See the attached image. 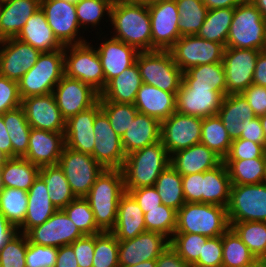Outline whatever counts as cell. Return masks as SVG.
<instances>
[{
  "label": "cell",
  "instance_id": "obj_1",
  "mask_svg": "<svg viewBox=\"0 0 266 267\" xmlns=\"http://www.w3.org/2000/svg\"><path fill=\"white\" fill-rule=\"evenodd\" d=\"M109 20L114 30L111 37L133 46L139 52L152 51L147 2L114 0Z\"/></svg>",
  "mask_w": 266,
  "mask_h": 267
},
{
  "label": "cell",
  "instance_id": "obj_2",
  "mask_svg": "<svg viewBox=\"0 0 266 267\" xmlns=\"http://www.w3.org/2000/svg\"><path fill=\"white\" fill-rule=\"evenodd\" d=\"M125 192L121 169H104L84 197L102 231H111L115 227L119 200Z\"/></svg>",
  "mask_w": 266,
  "mask_h": 267
},
{
  "label": "cell",
  "instance_id": "obj_3",
  "mask_svg": "<svg viewBox=\"0 0 266 267\" xmlns=\"http://www.w3.org/2000/svg\"><path fill=\"white\" fill-rule=\"evenodd\" d=\"M170 165V155L161 140L126 155L121 168L125 189L154 186Z\"/></svg>",
  "mask_w": 266,
  "mask_h": 267
},
{
  "label": "cell",
  "instance_id": "obj_4",
  "mask_svg": "<svg viewBox=\"0 0 266 267\" xmlns=\"http://www.w3.org/2000/svg\"><path fill=\"white\" fill-rule=\"evenodd\" d=\"M230 228L227 207L186 202L178 211L175 233H193L209 237L223 235Z\"/></svg>",
  "mask_w": 266,
  "mask_h": 267
},
{
  "label": "cell",
  "instance_id": "obj_5",
  "mask_svg": "<svg viewBox=\"0 0 266 267\" xmlns=\"http://www.w3.org/2000/svg\"><path fill=\"white\" fill-rule=\"evenodd\" d=\"M265 46L266 20L251 0H244L234 8L226 47L264 51Z\"/></svg>",
  "mask_w": 266,
  "mask_h": 267
},
{
  "label": "cell",
  "instance_id": "obj_6",
  "mask_svg": "<svg viewBox=\"0 0 266 267\" xmlns=\"http://www.w3.org/2000/svg\"><path fill=\"white\" fill-rule=\"evenodd\" d=\"M64 75V48L42 52L34 66L18 81L21 99L52 93Z\"/></svg>",
  "mask_w": 266,
  "mask_h": 267
},
{
  "label": "cell",
  "instance_id": "obj_7",
  "mask_svg": "<svg viewBox=\"0 0 266 267\" xmlns=\"http://www.w3.org/2000/svg\"><path fill=\"white\" fill-rule=\"evenodd\" d=\"M142 81L162 91L177 93L183 71L176 65L169 50L139 52L136 58Z\"/></svg>",
  "mask_w": 266,
  "mask_h": 267
},
{
  "label": "cell",
  "instance_id": "obj_8",
  "mask_svg": "<svg viewBox=\"0 0 266 267\" xmlns=\"http://www.w3.org/2000/svg\"><path fill=\"white\" fill-rule=\"evenodd\" d=\"M64 69L67 77L80 80L99 94L105 88L100 57L89 42L64 46Z\"/></svg>",
  "mask_w": 266,
  "mask_h": 267
},
{
  "label": "cell",
  "instance_id": "obj_9",
  "mask_svg": "<svg viewBox=\"0 0 266 267\" xmlns=\"http://www.w3.org/2000/svg\"><path fill=\"white\" fill-rule=\"evenodd\" d=\"M227 216L228 222H266V182L231 184Z\"/></svg>",
  "mask_w": 266,
  "mask_h": 267
},
{
  "label": "cell",
  "instance_id": "obj_10",
  "mask_svg": "<svg viewBox=\"0 0 266 267\" xmlns=\"http://www.w3.org/2000/svg\"><path fill=\"white\" fill-rule=\"evenodd\" d=\"M58 165L75 197H85L104 168L92 157L64 146Z\"/></svg>",
  "mask_w": 266,
  "mask_h": 267
},
{
  "label": "cell",
  "instance_id": "obj_11",
  "mask_svg": "<svg viewBox=\"0 0 266 267\" xmlns=\"http://www.w3.org/2000/svg\"><path fill=\"white\" fill-rule=\"evenodd\" d=\"M225 46L197 35L181 36L169 49L174 62L183 71L211 63L223 62Z\"/></svg>",
  "mask_w": 266,
  "mask_h": 267
},
{
  "label": "cell",
  "instance_id": "obj_12",
  "mask_svg": "<svg viewBox=\"0 0 266 267\" xmlns=\"http://www.w3.org/2000/svg\"><path fill=\"white\" fill-rule=\"evenodd\" d=\"M223 95L203 83H181L176 93V111L180 114L207 118L218 114Z\"/></svg>",
  "mask_w": 266,
  "mask_h": 267
},
{
  "label": "cell",
  "instance_id": "obj_13",
  "mask_svg": "<svg viewBox=\"0 0 266 267\" xmlns=\"http://www.w3.org/2000/svg\"><path fill=\"white\" fill-rule=\"evenodd\" d=\"M147 5L151 21L152 51L169 50L181 37L177 3L175 0H150Z\"/></svg>",
  "mask_w": 266,
  "mask_h": 267
},
{
  "label": "cell",
  "instance_id": "obj_14",
  "mask_svg": "<svg viewBox=\"0 0 266 267\" xmlns=\"http://www.w3.org/2000/svg\"><path fill=\"white\" fill-rule=\"evenodd\" d=\"M202 120L203 118L175 111L161 121L160 140L169 155L200 143Z\"/></svg>",
  "mask_w": 266,
  "mask_h": 267
},
{
  "label": "cell",
  "instance_id": "obj_15",
  "mask_svg": "<svg viewBox=\"0 0 266 267\" xmlns=\"http://www.w3.org/2000/svg\"><path fill=\"white\" fill-rule=\"evenodd\" d=\"M255 49L225 47L223 66L226 77V95L241 94L253 84L258 54Z\"/></svg>",
  "mask_w": 266,
  "mask_h": 267
},
{
  "label": "cell",
  "instance_id": "obj_16",
  "mask_svg": "<svg viewBox=\"0 0 266 267\" xmlns=\"http://www.w3.org/2000/svg\"><path fill=\"white\" fill-rule=\"evenodd\" d=\"M40 7L54 35L63 46L87 41L83 38V34L79 36L81 27L77 19L75 4L63 0H40Z\"/></svg>",
  "mask_w": 266,
  "mask_h": 267
},
{
  "label": "cell",
  "instance_id": "obj_17",
  "mask_svg": "<svg viewBox=\"0 0 266 267\" xmlns=\"http://www.w3.org/2000/svg\"><path fill=\"white\" fill-rule=\"evenodd\" d=\"M94 135L96 139L92 157L104 169H121L126 158L121 137L112 129L102 110L95 116Z\"/></svg>",
  "mask_w": 266,
  "mask_h": 267
},
{
  "label": "cell",
  "instance_id": "obj_18",
  "mask_svg": "<svg viewBox=\"0 0 266 267\" xmlns=\"http://www.w3.org/2000/svg\"><path fill=\"white\" fill-rule=\"evenodd\" d=\"M26 236L30 243L62 247L84 236L63 209L57 210L42 225L31 228Z\"/></svg>",
  "mask_w": 266,
  "mask_h": 267
},
{
  "label": "cell",
  "instance_id": "obj_19",
  "mask_svg": "<svg viewBox=\"0 0 266 267\" xmlns=\"http://www.w3.org/2000/svg\"><path fill=\"white\" fill-rule=\"evenodd\" d=\"M52 93L61 115L66 121L95 105L100 97V94L89 85L66 75L62 77Z\"/></svg>",
  "mask_w": 266,
  "mask_h": 267
},
{
  "label": "cell",
  "instance_id": "obj_20",
  "mask_svg": "<svg viewBox=\"0 0 266 267\" xmlns=\"http://www.w3.org/2000/svg\"><path fill=\"white\" fill-rule=\"evenodd\" d=\"M170 246V239L158 232L146 231L133 239L118 240L119 267L157 259Z\"/></svg>",
  "mask_w": 266,
  "mask_h": 267
},
{
  "label": "cell",
  "instance_id": "obj_21",
  "mask_svg": "<svg viewBox=\"0 0 266 267\" xmlns=\"http://www.w3.org/2000/svg\"><path fill=\"white\" fill-rule=\"evenodd\" d=\"M41 52L17 38L0 42V75L19 81L37 62Z\"/></svg>",
  "mask_w": 266,
  "mask_h": 267
},
{
  "label": "cell",
  "instance_id": "obj_22",
  "mask_svg": "<svg viewBox=\"0 0 266 267\" xmlns=\"http://www.w3.org/2000/svg\"><path fill=\"white\" fill-rule=\"evenodd\" d=\"M21 107L31 128L65 133L66 120L61 115L53 93L23 98Z\"/></svg>",
  "mask_w": 266,
  "mask_h": 267
},
{
  "label": "cell",
  "instance_id": "obj_23",
  "mask_svg": "<svg viewBox=\"0 0 266 267\" xmlns=\"http://www.w3.org/2000/svg\"><path fill=\"white\" fill-rule=\"evenodd\" d=\"M101 110L100 102L79 112L66 121L65 146L84 154H93L95 135L94 120Z\"/></svg>",
  "mask_w": 266,
  "mask_h": 267
},
{
  "label": "cell",
  "instance_id": "obj_24",
  "mask_svg": "<svg viewBox=\"0 0 266 267\" xmlns=\"http://www.w3.org/2000/svg\"><path fill=\"white\" fill-rule=\"evenodd\" d=\"M64 146V133L31 128L28 151L23 158L39 168L56 165Z\"/></svg>",
  "mask_w": 266,
  "mask_h": 267
},
{
  "label": "cell",
  "instance_id": "obj_25",
  "mask_svg": "<svg viewBox=\"0 0 266 267\" xmlns=\"http://www.w3.org/2000/svg\"><path fill=\"white\" fill-rule=\"evenodd\" d=\"M96 49L101 60L105 85L109 80L134 65L139 53L133 46L113 37L102 42Z\"/></svg>",
  "mask_w": 266,
  "mask_h": 267
},
{
  "label": "cell",
  "instance_id": "obj_26",
  "mask_svg": "<svg viewBox=\"0 0 266 267\" xmlns=\"http://www.w3.org/2000/svg\"><path fill=\"white\" fill-rule=\"evenodd\" d=\"M222 162L218 155L202 143L170 155V165L182 176L212 170Z\"/></svg>",
  "mask_w": 266,
  "mask_h": 267
},
{
  "label": "cell",
  "instance_id": "obj_27",
  "mask_svg": "<svg viewBox=\"0 0 266 267\" xmlns=\"http://www.w3.org/2000/svg\"><path fill=\"white\" fill-rule=\"evenodd\" d=\"M134 106L139 113L154 117L160 122L176 111V93L143 83L136 95Z\"/></svg>",
  "mask_w": 266,
  "mask_h": 267
},
{
  "label": "cell",
  "instance_id": "obj_28",
  "mask_svg": "<svg viewBox=\"0 0 266 267\" xmlns=\"http://www.w3.org/2000/svg\"><path fill=\"white\" fill-rule=\"evenodd\" d=\"M57 210L51 202L44 180L38 176L28 190L27 213L18 232L26 234L31 228L42 225Z\"/></svg>",
  "mask_w": 266,
  "mask_h": 267
},
{
  "label": "cell",
  "instance_id": "obj_29",
  "mask_svg": "<svg viewBox=\"0 0 266 267\" xmlns=\"http://www.w3.org/2000/svg\"><path fill=\"white\" fill-rule=\"evenodd\" d=\"M16 38L24 43L30 44L41 53L64 48L50 28L46 15L41 7L29 17Z\"/></svg>",
  "mask_w": 266,
  "mask_h": 267
},
{
  "label": "cell",
  "instance_id": "obj_30",
  "mask_svg": "<svg viewBox=\"0 0 266 267\" xmlns=\"http://www.w3.org/2000/svg\"><path fill=\"white\" fill-rule=\"evenodd\" d=\"M111 232L118 240L133 239L146 232L143 210L129 192L119 200L117 221Z\"/></svg>",
  "mask_w": 266,
  "mask_h": 267
},
{
  "label": "cell",
  "instance_id": "obj_31",
  "mask_svg": "<svg viewBox=\"0 0 266 267\" xmlns=\"http://www.w3.org/2000/svg\"><path fill=\"white\" fill-rule=\"evenodd\" d=\"M161 122L146 114L137 113L121 143L126 155L160 141Z\"/></svg>",
  "mask_w": 266,
  "mask_h": 267
},
{
  "label": "cell",
  "instance_id": "obj_32",
  "mask_svg": "<svg viewBox=\"0 0 266 267\" xmlns=\"http://www.w3.org/2000/svg\"><path fill=\"white\" fill-rule=\"evenodd\" d=\"M40 8V0H6L0 15V40L16 38L29 17Z\"/></svg>",
  "mask_w": 266,
  "mask_h": 267
},
{
  "label": "cell",
  "instance_id": "obj_33",
  "mask_svg": "<svg viewBox=\"0 0 266 267\" xmlns=\"http://www.w3.org/2000/svg\"><path fill=\"white\" fill-rule=\"evenodd\" d=\"M143 84L137 63L109 80L100 93L99 100L134 104L137 92Z\"/></svg>",
  "mask_w": 266,
  "mask_h": 267
},
{
  "label": "cell",
  "instance_id": "obj_34",
  "mask_svg": "<svg viewBox=\"0 0 266 267\" xmlns=\"http://www.w3.org/2000/svg\"><path fill=\"white\" fill-rule=\"evenodd\" d=\"M217 115L232 141L240 138L243 121L256 117L242 94L224 96Z\"/></svg>",
  "mask_w": 266,
  "mask_h": 267
},
{
  "label": "cell",
  "instance_id": "obj_35",
  "mask_svg": "<svg viewBox=\"0 0 266 267\" xmlns=\"http://www.w3.org/2000/svg\"><path fill=\"white\" fill-rule=\"evenodd\" d=\"M231 181L224 162L212 170L203 172L202 203L228 207Z\"/></svg>",
  "mask_w": 266,
  "mask_h": 267
},
{
  "label": "cell",
  "instance_id": "obj_36",
  "mask_svg": "<svg viewBox=\"0 0 266 267\" xmlns=\"http://www.w3.org/2000/svg\"><path fill=\"white\" fill-rule=\"evenodd\" d=\"M1 187L28 191L37 179L40 168L25 158H9L1 167Z\"/></svg>",
  "mask_w": 266,
  "mask_h": 267
},
{
  "label": "cell",
  "instance_id": "obj_37",
  "mask_svg": "<svg viewBox=\"0 0 266 267\" xmlns=\"http://www.w3.org/2000/svg\"><path fill=\"white\" fill-rule=\"evenodd\" d=\"M2 118L12 142V158H23L28 151L31 130L24 109L20 106L7 111Z\"/></svg>",
  "mask_w": 266,
  "mask_h": 267
},
{
  "label": "cell",
  "instance_id": "obj_38",
  "mask_svg": "<svg viewBox=\"0 0 266 267\" xmlns=\"http://www.w3.org/2000/svg\"><path fill=\"white\" fill-rule=\"evenodd\" d=\"M39 176L44 180L51 202L58 210L76 198L58 164L41 167Z\"/></svg>",
  "mask_w": 266,
  "mask_h": 267
},
{
  "label": "cell",
  "instance_id": "obj_39",
  "mask_svg": "<svg viewBox=\"0 0 266 267\" xmlns=\"http://www.w3.org/2000/svg\"><path fill=\"white\" fill-rule=\"evenodd\" d=\"M231 184L246 185L266 182V158L223 160Z\"/></svg>",
  "mask_w": 266,
  "mask_h": 267
},
{
  "label": "cell",
  "instance_id": "obj_40",
  "mask_svg": "<svg viewBox=\"0 0 266 267\" xmlns=\"http://www.w3.org/2000/svg\"><path fill=\"white\" fill-rule=\"evenodd\" d=\"M200 143L211 149L222 160L227 157L232 140L217 114L203 118Z\"/></svg>",
  "mask_w": 266,
  "mask_h": 267
},
{
  "label": "cell",
  "instance_id": "obj_41",
  "mask_svg": "<svg viewBox=\"0 0 266 267\" xmlns=\"http://www.w3.org/2000/svg\"><path fill=\"white\" fill-rule=\"evenodd\" d=\"M233 14L234 8L208 10L206 19L197 33V36L205 40L221 43L226 47Z\"/></svg>",
  "mask_w": 266,
  "mask_h": 267
},
{
  "label": "cell",
  "instance_id": "obj_42",
  "mask_svg": "<svg viewBox=\"0 0 266 267\" xmlns=\"http://www.w3.org/2000/svg\"><path fill=\"white\" fill-rule=\"evenodd\" d=\"M154 187L165 206L178 211L186 203L182 188V175L171 165L161 172Z\"/></svg>",
  "mask_w": 266,
  "mask_h": 267
},
{
  "label": "cell",
  "instance_id": "obj_43",
  "mask_svg": "<svg viewBox=\"0 0 266 267\" xmlns=\"http://www.w3.org/2000/svg\"><path fill=\"white\" fill-rule=\"evenodd\" d=\"M222 267H249L257 259L230 227L222 235Z\"/></svg>",
  "mask_w": 266,
  "mask_h": 267
},
{
  "label": "cell",
  "instance_id": "obj_44",
  "mask_svg": "<svg viewBox=\"0 0 266 267\" xmlns=\"http://www.w3.org/2000/svg\"><path fill=\"white\" fill-rule=\"evenodd\" d=\"M229 225L257 260L266 258V222H229Z\"/></svg>",
  "mask_w": 266,
  "mask_h": 267
},
{
  "label": "cell",
  "instance_id": "obj_45",
  "mask_svg": "<svg viewBox=\"0 0 266 267\" xmlns=\"http://www.w3.org/2000/svg\"><path fill=\"white\" fill-rule=\"evenodd\" d=\"M28 205V191L13 187L0 188V212L17 229L23 224Z\"/></svg>",
  "mask_w": 266,
  "mask_h": 267
},
{
  "label": "cell",
  "instance_id": "obj_46",
  "mask_svg": "<svg viewBox=\"0 0 266 267\" xmlns=\"http://www.w3.org/2000/svg\"><path fill=\"white\" fill-rule=\"evenodd\" d=\"M179 13L178 30L180 36L197 35L206 15L208 8L202 0H175Z\"/></svg>",
  "mask_w": 266,
  "mask_h": 267
},
{
  "label": "cell",
  "instance_id": "obj_47",
  "mask_svg": "<svg viewBox=\"0 0 266 267\" xmlns=\"http://www.w3.org/2000/svg\"><path fill=\"white\" fill-rule=\"evenodd\" d=\"M182 83L209 84L226 96V77L223 62L197 65L183 72Z\"/></svg>",
  "mask_w": 266,
  "mask_h": 267
},
{
  "label": "cell",
  "instance_id": "obj_48",
  "mask_svg": "<svg viewBox=\"0 0 266 267\" xmlns=\"http://www.w3.org/2000/svg\"><path fill=\"white\" fill-rule=\"evenodd\" d=\"M146 231L158 232L171 239L176 229L177 211L161 204L158 208L142 209Z\"/></svg>",
  "mask_w": 266,
  "mask_h": 267
},
{
  "label": "cell",
  "instance_id": "obj_49",
  "mask_svg": "<svg viewBox=\"0 0 266 267\" xmlns=\"http://www.w3.org/2000/svg\"><path fill=\"white\" fill-rule=\"evenodd\" d=\"M92 267H119L118 239L111 231L94 235Z\"/></svg>",
  "mask_w": 266,
  "mask_h": 267
},
{
  "label": "cell",
  "instance_id": "obj_50",
  "mask_svg": "<svg viewBox=\"0 0 266 267\" xmlns=\"http://www.w3.org/2000/svg\"><path fill=\"white\" fill-rule=\"evenodd\" d=\"M99 102L101 110L109 119L112 129L119 137H122L133 122L138 110L131 103H117L107 100H99Z\"/></svg>",
  "mask_w": 266,
  "mask_h": 267
},
{
  "label": "cell",
  "instance_id": "obj_51",
  "mask_svg": "<svg viewBox=\"0 0 266 267\" xmlns=\"http://www.w3.org/2000/svg\"><path fill=\"white\" fill-rule=\"evenodd\" d=\"M207 239V236L200 234L174 233L170 246L185 263L192 266L202 254Z\"/></svg>",
  "mask_w": 266,
  "mask_h": 267
},
{
  "label": "cell",
  "instance_id": "obj_52",
  "mask_svg": "<svg viewBox=\"0 0 266 267\" xmlns=\"http://www.w3.org/2000/svg\"><path fill=\"white\" fill-rule=\"evenodd\" d=\"M63 210L84 235L103 232L97 226L91 207L84 197H76Z\"/></svg>",
  "mask_w": 266,
  "mask_h": 267
},
{
  "label": "cell",
  "instance_id": "obj_53",
  "mask_svg": "<svg viewBox=\"0 0 266 267\" xmlns=\"http://www.w3.org/2000/svg\"><path fill=\"white\" fill-rule=\"evenodd\" d=\"M114 0H79L76 4V15L81 29L86 26L97 27L100 25L102 17L107 14L110 18L111 7Z\"/></svg>",
  "mask_w": 266,
  "mask_h": 267
},
{
  "label": "cell",
  "instance_id": "obj_54",
  "mask_svg": "<svg viewBox=\"0 0 266 267\" xmlns=\"http://www.w3.org/2000/svg\"><path fill=\"white\" fill-rule=\"evenodd\" d=\"M26 234L18 232L0 249V267H26Z\"/></svg>",
  "mask_w": 266,
  "mask_h": 267
},
{
  "label": "cell",
  "instance_id": "obj_55",
  "mask_svg": "<svg viewBox=\"0 0 266 267\" xmlns=\"http://www.w3.org/2000/svg\"><path fill=\"white\" fill-rule=\"evenodd\" d=\"M57 251V247L28 242L25 255L26 267H54L57 259Z\"/></svg>",
  "mask_w": 266,
  "mask_h": 267
},
{
  "label": "cell",
  "instance_id": "obj_56",
  "mask_svg": "<svg viewBox=\"0 0 266 267\" xmlns=\"http://www.w3.org/2000/svg\"><path fill=\"white\" fill-rule=\"evenodd\" d=\"M254 158H266V149L261 144L239 138L232 141L230 151L224 160H248Z\"/></svg>",
  "mask_w": 266,
  "mask_h": 267
},
{
  "label": "cell",
  "instance_id": "obj_57",
  "mask_svg": "<svg viewBox=\"0 0 266 267\" xmlns=\"http://www.w3.org/2000/svg\"><path fill=\"white\" fill-rule=\"evenodd\" d=\"M222 235L209 237L203 244L202 254L192 267H222Z\"/></svg>",
  "mask_w": 266,
  "mask_h": 267
},
{
  "label": "cell",
  "instance_id": "obj_58",
  "mask_svg": "<svg viewBox=\"0 0 266 267\" xmlns=\"http://www.w3.org/2000/svg\"><path fill=\"white\" fill-rule=\"evenodd\" d=\"M18 82L0 75V115L21 106Z\"/></svg>",
  "mask_w": 266,
  "mask_h": 267
},
{
  "label": "cell",
  "instance_id": "obj_59",
  "mask_svg": "<svg viewBox=\"0 0 266 267\" xmlns=\"http://www.w3.org/2000/svg\"><path fill=\"white\" fill-rule=\"evenodd\" d=\"M79 267H92L94 257V235H84L72 244Z\"/></svg>",
  "mask_w": 266,
  "mask_h": 267
},
{
  "label": "cell",
  "instance_id": "obj_60",
  "mask_svg": "<svg viewBox=\"0 0 266 267\" xmlns=\"http://www.w3.org/2000/svg\"><path fill=\"white\" fill-rule=\"evenodd\" d=\"M185 202L202 203L203 172L182 176Z\"/></svg>",
  "mask_w": 266,
  "mask_h": 267
},
{
  "label": "cell",
  "instance_id": "obj_61",
  "mask_svg": "<svg viewBox=\"0 0 266 267\" xmlns=\"http://www.w3.org/2000/svg\"><path fill=\"white\" fill-rule=\"evenodd\" d=\"M256 117L266 114V87L251 84L241 93Z\"/></svg>",
  "mask_w": 266,
  "mask_h": 267
},
{
  "label": "cell",
  "instance_id": "obj_62",
  "mask_svg": "<svg viewBox=\"0 0 266 267\" xmlns=\"http://www.w3.org/2000/svg\"><path fill=\"white\" fill-rule=\"evenodd\" d=\"M125 191L134 197L141 209L158 208L162 204L160 195L154 186L125 189Z\"/></svg>",
  "mask_w": 266,
  "mask_h": 267
},
{
  "label": "cell",
  "instance_id": "obj_63",
  "mask_svg": "<svg viewBox=\"0 0 266 267\" xmlns=\"http://www.w3.org/2000/svg\"><path fill=\"white\" fill-rule=\"evenodd\" d=\"M240 139H246L261 144L266 149V140L260 117H254L253 119L243 121Z\"/></svg>",
  "mask_w": 266,
  "mask_h": 267
},
{
  "label": "cell",
  "instance_id": "obj_64",
  "mask_svg": "<svg viewBox=\"0 0 266 267\" xmlns=\"http://www.w3.org/2000/svg\"><path fill=\"white\" fill-rule=\"evenodd\" d=\"M157 267H192L185 263L169 246L157 259Z\"/></svg>",
  "mask_w": 266,
  "mask_h": 267
},
{
  "label": "cell",
  "instance_id": "obj_65",
  "mask_svg": "<svg viewBox=\"0 0 266 267\" xmlns=\"http://www.w3.org/2000/svg\"><path fill=\"white\" fill-rule=\"evenodd\" d=\"M54 267H79L71 245H65L58 248L56 264Z\"/></svg>",
  "mask_w": 266,
  "mask_h": 267
},
{
  "label": "cell",
  "instance_id": "obj_66",
  "mask_svg": "<svg viewBox=\"0 0 266 267\" xmlns=\"http://www.w3.org/2000/svg\"><path fill=\"white\" fill-rule=\"evenodd\" d=\"M253 84L266 87V52L258 54L256 66L253 74Z\"/></svg>",
  "mask_w": 266,
  "mask_h": 267
},
{
  "label": "cell",
  "instance_id": "obj_67",
  "mask_svg": "<svg viewBox=\"0 0 266 267\" xmlns=\"http://www.w3.org/2000/svg\"><path fill=\"white\" fill-rule=\"evenodd\" d=\"M17 233L18 229L0 212V249Z\"/></svg>",
  "mask_w": 266,
  "mask_h": 267
},
{
  "label": "cell",
  "instance_id": "obj_68",
  "mask_svg": "<svg viewBox=\"0 0 266 267\" xmlns=\"http://www.w3.org/2000/svg\"><path fill=\"white\" fill-rule=\"evenodd\" d=\"M0 150L12 158V142L4 124L2 115H0Z\"/></svg>",
  "mask_w": 266,
  "mask_h": 267
},
{
  "label": "cell",
  "instance_id": "obj_69",
  "mask_svg": "<svg viewBox=\"0 0 266 267\" xmlns=\"http://www.w3.org/2000/svg\"><path fill=\"white\" fill-rule=\"evenodd\" d=\"M204 5L211 9H218V8H235L244 0H202Z\"/></svg>",
  "mask_w": 266,
  "mask_h": 267
},
{
  "label": "cell",
  "instance_id": "obj_70",
  "mask_svg": "<svg viewBox=\"0 0 266 267\" xmlns=\"http://www.w3.org/2000/svg\"><path fill=\"white\" fill-rule=\"evenodd\" d=\"M251 2L259 9L263 18L266 20V0H251Z\"/></svg>",
  "mask_w": 266,
  "mask_h": 267
},
{
  "label": "cell",
  "instance_id": "obj_71",
  "mask_svg": "<svg viewBox=\"0 0 266 267\" xmlns=\"http://www.w3.org/2000/svg\"><path fill=\"white\" fill-rule=\"evenodd\" d=\"M121 267H157V263H156V259H152V260L141 262V263L136 264V265L121 266Z\"/></svg>",
  "mask_w": 266,
  "mask_h": 267
},
{
  "label": "cell",
  "instance_id": "obj_72",
  "mask_svg": "<svg viewBox=\"0 0 266 267\" xmlns=\"http://www.w3.org/2000/svg\"><path fill=\"white\" fill-rule=\"evenodd\" d=\"M10 157L0 150V167L9 159Z\"/></svg>",
  "mask_w": 266,
  "mask_h": 267
},
{
  "label": "cell",
  "instance_id": "obj_73",
  "mask_svg": "<svg viewBox=\"0 0 266 267\" xmlns=\"http://www.w3.org/2000/svg\"><path fill=\"white\" fill-rule=\"evenodd\" d=\"M260 122L264 131L265 140H266V114L260 116Z\"/></svg>",
  "mask_w": 266,
  "mask_h": 267
},
{
  "label": "cell",
  "instance_id": "obj_74",
  "mask_svg": "<svg viewBox=\"0 0 266 267\" xmlns=\"http://www.w3.org/2000/svg\"><path fill=\"white\" fill-rule=\"evenodd\" d=\"M249 267H266V262L264 260H257L253 265Z\"/></svg>",
  "mask_w": 266,
  "mask_h": 267
},
{
  "label": "cell",
  "instance_id": "obj_75",
  "mask_svg": "<svg viewBox=\"0 0 266 267\" xmlns=\"http://www.w3.org/2000/svg\"><path fill=\"white\" fill-rule=\"evenodd\" d=\"M63 1L76 4L79 0H63Z\"/></svg>",
  "mask_w": 266,
  "mask_h": 267
},
{
  "label": "cell",
  "instance_id": "obj_76",
  "mask_svg": "<svg viewBox=\"0 0 266 267\" xmlns=\"http://www.w3.org/2000/svg\"><path fill=\"white\" fill-rule=\"evenodd\" d=\"M129 1H145V2H148L150 0H129Z\"/></svg>",
  "mask_w": 266,
  "mask_h": 267
},
{
  "label": "cell",
  "instance_id": "obj_77",
  "mask_svg": "<svg viewBox=\"0 0 266 267\" xmlns=\"http://www.w3.org/2000/svg\"><path fill=\"white\" fill-rule=\"evenodd\" d=\"M1 10H2V2L0 1V15H1Z\"/></svg>",
  "mask_w": 266,
  "mask_h": 267
},
{
  "label": "cell",
  "instance_id": "obj_78",
  "mask_svg": "<svg viewBox=\"0 0 266 267\" xmlns=\"http://www.w3.org/2000/svg\"><path fill=\"white\" fill-rule=\"evenodd\" d=\"M0 188H1V172H0Z\"/></svg>",
  "mask_w": 266,
  "mask_h": 267
}]
</instances>
